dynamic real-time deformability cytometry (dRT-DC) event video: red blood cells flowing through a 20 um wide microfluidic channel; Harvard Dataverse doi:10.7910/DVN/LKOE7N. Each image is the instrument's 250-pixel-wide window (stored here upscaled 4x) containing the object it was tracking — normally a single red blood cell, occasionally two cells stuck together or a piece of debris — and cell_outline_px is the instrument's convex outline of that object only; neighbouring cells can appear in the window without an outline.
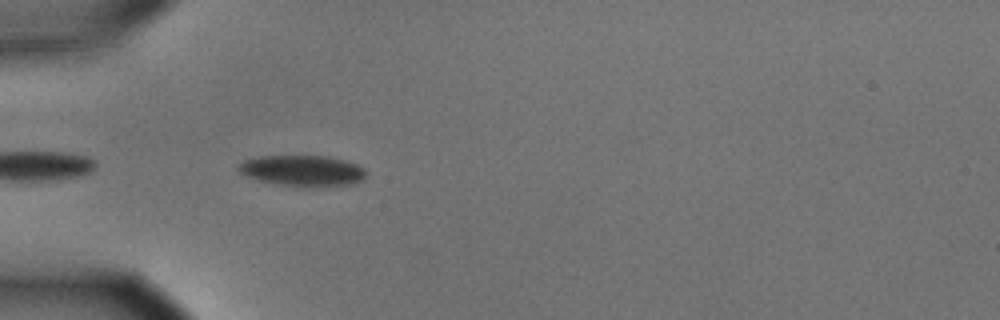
{"species": "common noctule bat (a hibernating species)", "species_latin": "Nyctalus noctula", "temperature_condition": "cold", "stored_images_in_passage": 8, "camera_frame_rate_fps": 3000, "um_per_image_px": 0.085, "animal": {"sex": "male", "body_mass_g": 15.6}, "frame": {"image": 1, "passage_image": 2, "time_ms": 0.333, "image_size_px": [1000, 320], "cell_outline_px": [[364, 180], [352, 184], [300, 188], [260, 180], [244, 176], [236, 168], [236, 164], [244, 160], [260, 156], [328, 156], [344, 160], [356, 164], [364, 168]], "centroid_in_image_um": [25.68, 14.51], "position_along_channel_um": 59.3, "area_um2": 23.18}}